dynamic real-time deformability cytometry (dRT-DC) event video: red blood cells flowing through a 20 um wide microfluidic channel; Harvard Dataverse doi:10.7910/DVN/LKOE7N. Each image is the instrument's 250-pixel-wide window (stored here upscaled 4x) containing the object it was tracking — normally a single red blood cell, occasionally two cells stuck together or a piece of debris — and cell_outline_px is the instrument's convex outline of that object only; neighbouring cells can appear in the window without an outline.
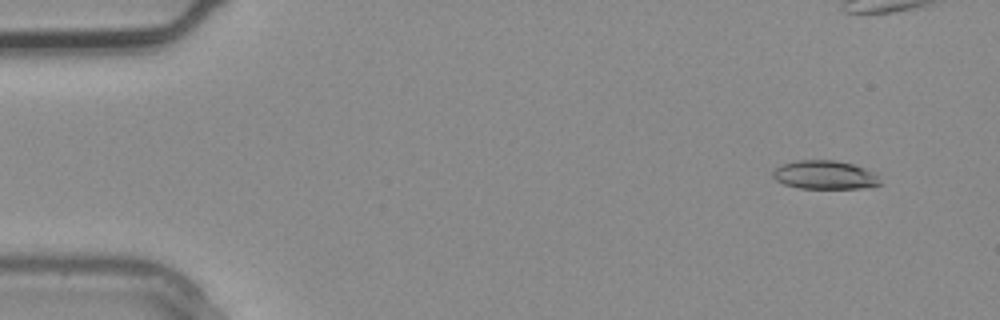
{"species": "common noctule bat (a hibernating species)", "species_latin": "Nyctalus noctula", "temperature_condition": "warm", "stored_images_in_passage": 4, "camera_frame_rate_fps": 3000, "um_per_image_px": 0.085, "animal": {"sex": "male", "body_mass_g": 20.4}, "frame": {"image": 1, "passage_image": 1, "time_ms": 0.0, "image_size_px": [1000, 320], "cell_outline_px": [[880, 184], [860, 188], [800, 188], [784, 184], [776, 180], [772, 176], [772, 168], [780, 164], [796, 160], [836, 160], [852, 164], [876, 172], [880, 180]], "centroid_in_image_um": [70.06, 14.85], "position_along_channel_um": 14.9, "area_um2": 18.03}}
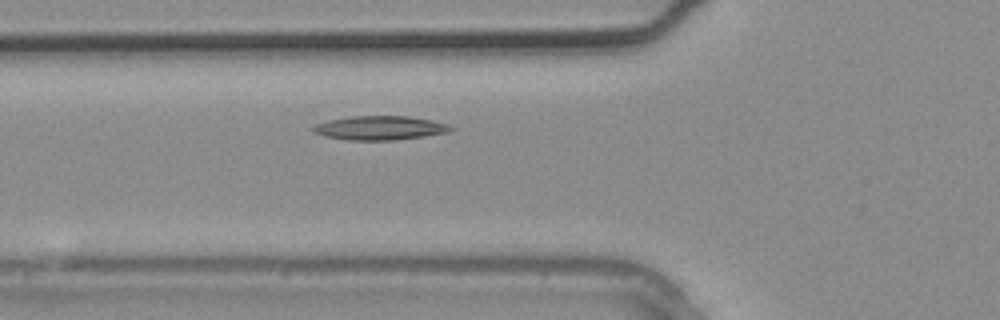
{"frame": {"image": 2, "passage_image": 4, "time_ms": 1.0, "image_size_px": [1000, 320], "cell_outline_px": [[456, 128], [448, 132], [424, 136], [396, 140], [344, 140], [324, 136], [312, 132], [308, 128], [316, 124], [328, 120], [352, 116], [408, 116], [432, 120], [448, 124]], "centroid_in_image_um": [32.25, 10.88], "position_along_channel_um": 93.5, "area_um2": 19.48}}